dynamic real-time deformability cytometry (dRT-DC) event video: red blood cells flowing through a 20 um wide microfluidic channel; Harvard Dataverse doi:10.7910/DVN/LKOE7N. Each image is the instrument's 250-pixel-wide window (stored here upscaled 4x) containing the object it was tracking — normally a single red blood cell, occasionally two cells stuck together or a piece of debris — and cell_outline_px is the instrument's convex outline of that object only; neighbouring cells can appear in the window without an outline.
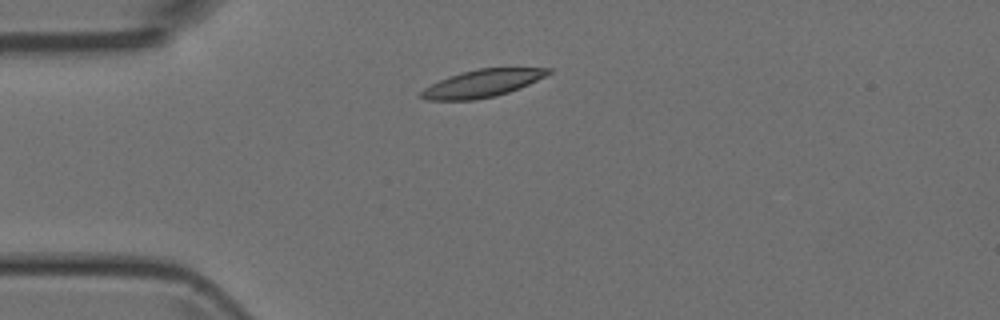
{"species": "Egyptian fruit bat (a non-hibernating species)", "species_latin": "Rousettus aegyptiacus", "temperature_condition": "room temperature", "stored_images_in_passage": 5, "camera_frame_rate_fps": 3000, "um_per_image_px": 0.085, "animal": {"sex": "female"}, "frame": {"image": 1, "passage_image": 2, "time_ms": 2.0, "image_size_px": [1000, 320], "cell_outline_px": [[552, 72], [520, 88], [496, 96], [476, 100], [424, 100], [420, 96], [420, 92], [424, 88], [448, 76], [460, 72], [480, 68], [552, 68]], "centroid_in_image_um": [40.96, 7.09], "position_along_channel_um": 44.0, "area_um2": 20.29}}
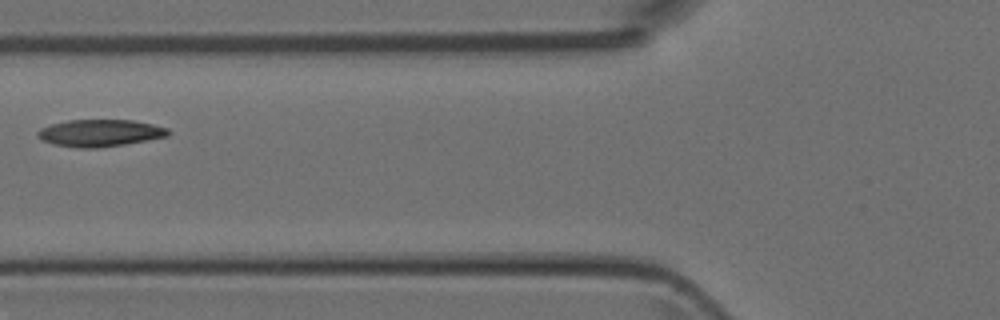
{"frame": {"image": 2, "passage_image": 4, "time_ms": 4.333, "image_size_px": [1000, 320], "cell_outline_px": [[172, 132], [168, 136], [148, 140], [124, 144], [96, 148], [76, 148], [52, 144], [40, 140], [36, 136], [36, 132], [40, 128], [52, 124], [68, 120], [132, 120], [152, 124], [168, 128]], "centroid_in_image_um": [8.47, 11.31], "position_along_channel_um": 117.3, "area_um2": 20.75}}
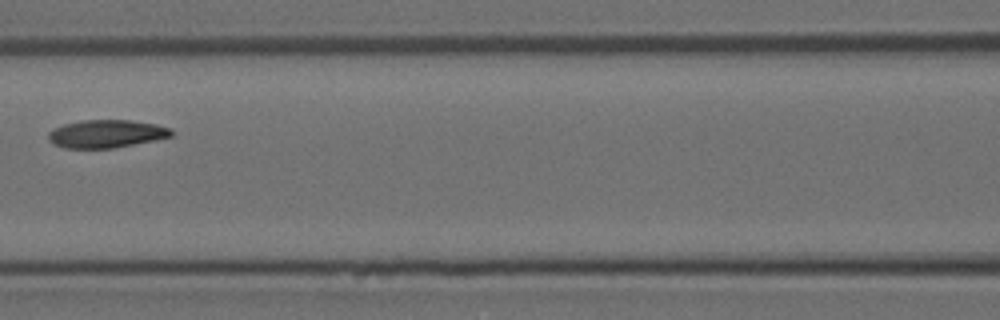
{"frame": {"image": 3, "passage_image": 5, "time_ms": 5.333, "image_size_px": [1000, 320], "cell_outline_px": [[172, 136], [156, 140], [112, 148], [64, 148], [48, 140], [48, 132], [52, 128], [64, 124], [80, 120], [128, 120], [156, 124], [172, 128]], "centroid_in_image_um": [9.03, 11.36], "position_along_channel_um": 157.6, "area_um2": 20.06}}